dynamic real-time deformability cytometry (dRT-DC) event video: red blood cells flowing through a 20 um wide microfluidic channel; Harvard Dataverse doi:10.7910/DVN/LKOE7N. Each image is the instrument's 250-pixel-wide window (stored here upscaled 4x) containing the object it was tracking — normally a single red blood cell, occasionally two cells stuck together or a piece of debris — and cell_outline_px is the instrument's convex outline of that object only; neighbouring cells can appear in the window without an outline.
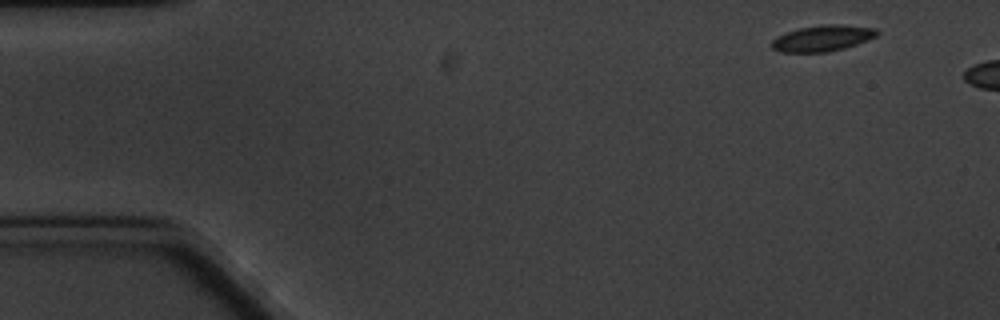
{"species": "common noctule bat (a hibernating species)", "species_latin": "Nyctalus noctula", "temperature_condition": "cold", "stored_images_in_passage": 3, "camera_frame_rate_fps": 3000, "um_per_image_px": 0.085, "animal": {"sex": "male", "body_mass_g": 20.1, "forearm_length_mm": 53.5}, "frame": {"image": 1, "passage_image": 1, "time_ms": 0.0, "image_size_px": [1000, 320], "cell_outline_px": [[880, 32], [876, 36], [868, 40], [844, 48], [828, 52], [780, 52], [772, 48], [772, 40], [776, 36], [784, 32], [800, 28], [820, 24], [840, 24], [876, 28]], "centroid_in_image_um": [69.91, 3.24], "position_along_channel_um": 15.1, "area_um2": 16.13}}